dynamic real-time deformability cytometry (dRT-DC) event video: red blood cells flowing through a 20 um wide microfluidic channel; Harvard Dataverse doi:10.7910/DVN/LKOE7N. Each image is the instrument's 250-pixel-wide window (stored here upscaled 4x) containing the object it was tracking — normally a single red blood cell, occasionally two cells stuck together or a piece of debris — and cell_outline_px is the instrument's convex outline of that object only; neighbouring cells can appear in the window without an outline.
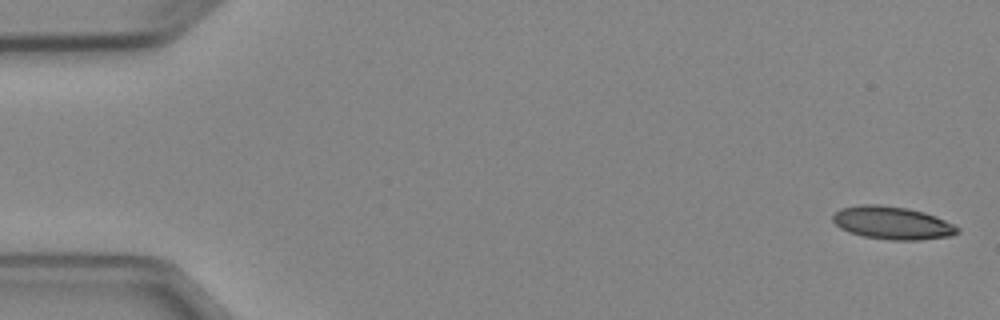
{"species": "Egyptian fruit bat (a non-hibernating species)", "species_latin": "Rousettus aegyptiacus", "temperature_condition": "cold", "stored_images_in_passage": 3, "camera_frame_rate_fps": 3000, "um_per_image_px": 0.085, "animal": {"sex": "female"}, "frame": {"image": 1, "passage_image": 1, "time_ms": 0.0, "image_size_px": [1000, 320], "cell_outline_px": [[960, 232], [952, 236], [920, 240], [892, 240], [864, 236], [848, 232], [840, 228], [832, 220], [832, 216], [840, 208], [860, 204], [880, 204], [908, 208], [924, 212], [936, 216], [960, 228]], "centroid_in_image_um": [75.85, 18.94], "position_along_channel_um": 9.2, "area_um2": 24.04}}